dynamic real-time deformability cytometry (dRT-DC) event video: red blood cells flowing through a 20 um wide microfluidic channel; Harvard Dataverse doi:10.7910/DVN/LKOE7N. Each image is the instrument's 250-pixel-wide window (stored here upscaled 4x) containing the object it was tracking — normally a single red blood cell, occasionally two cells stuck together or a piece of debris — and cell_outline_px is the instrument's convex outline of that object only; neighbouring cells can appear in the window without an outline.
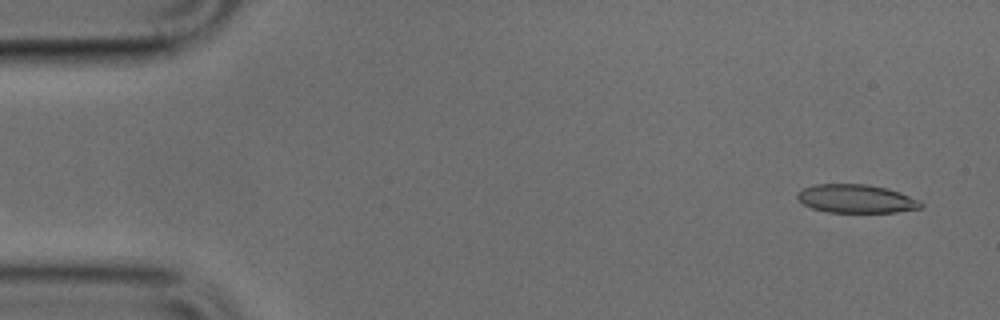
{"species": "common noctule bat (a hibernating species)", "species_latin": "Nyctalus noctula", "temperature_condition": "cold", "stored_images_in_passage": 51, "camera_frame_rate_fps": 3000, "um_per_image_px": 0.085, "animal": {"sex": "male", "body_mass_g": 17.9, "forearm_length_mm": 54.2}, "frame": {"image": 1, "passage_image": 3, "time_ms": 0.667, "image_size_px": [1000, 320], "cell_outline_px": [[924, 204], [920, 208], [896, 212], [828, 212], [812, 208], [804, 204], [796, 196], [796, 192], [804, 188], [816, 184], [864, 184], [884, 188], [900, 192], [920, 200]], "centroid_in_image_um": [72.78, 16.89], "position_along_channel_um": 12.2, "area_um2": 20.35}}
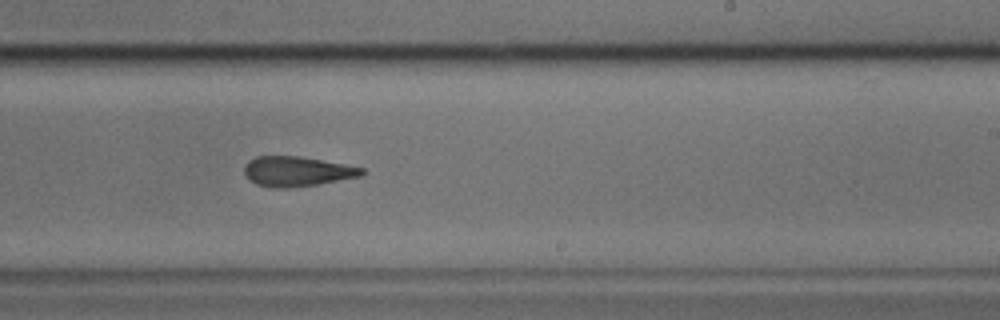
{"frame": {"image": 2, "passage_image": 30, "time_ms": 9.667, "image_size_px": [1000, 320], "cell_outline_px": [[368, 172], [364, 176], [316, 184], [284, 188], [276, 188], [256, 184], [248, 180], [244, 172], [244, 164], [248, 160], [256, 156], [300, 156], [344, 164], [364, 168]], "centroid_in_image_um": [25.25, 14.56], "position_along_channel_um": 263.8, "area_um2": 20.63}}
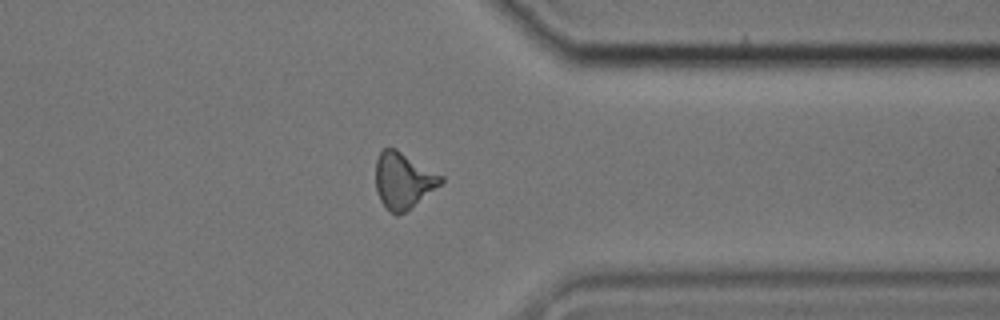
{"frame": {"image": 3, "passage_image": 39, "time_ms": 12.667, "image_size_px": [1000, 320], "cell_outline_px": [[444, 180], [440, 184], [404, 212], [396, 216], [380, 200], [376, 192], [376, 160], [380, 152], [384, 148], [396, 148], [444, 176]], "centroid_in_image_um": [34.26, 15.3], "position_along_channel_um": 377.1, "area_um2": 20.98}}